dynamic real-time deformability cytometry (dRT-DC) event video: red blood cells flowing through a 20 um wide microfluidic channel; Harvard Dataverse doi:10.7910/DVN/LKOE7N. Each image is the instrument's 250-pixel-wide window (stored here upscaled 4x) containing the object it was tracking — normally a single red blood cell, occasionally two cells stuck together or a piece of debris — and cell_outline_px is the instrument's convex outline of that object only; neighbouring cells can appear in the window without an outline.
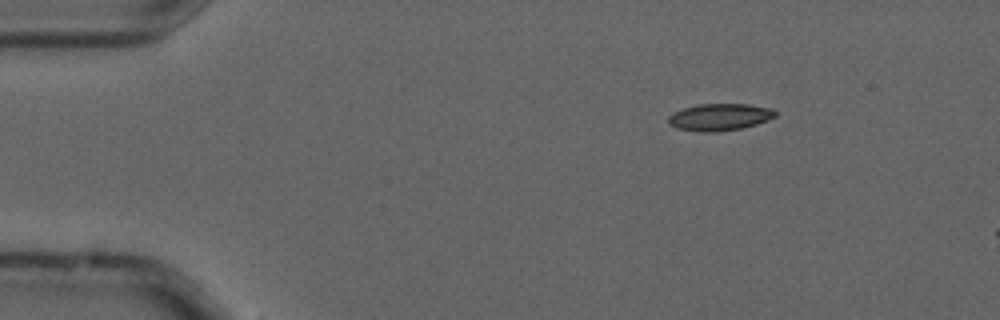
{"species": "common noctule bat (a hibernating species)", "species_latin": "Nyctalus noctula", "temperature_condition": "cold", "stored_images_in_passage": 4, "camera_frame_rate_fps": 3000, "um_per_image_px": 0.085, "animal": {"sex": "male", "forearm_length_mm": 52.5}, "frame": {"image": 1, "passage_image": 1, "time_ms": 0.0, "image_size_px": [1000, 320], "cell_outline_px": [[776, 116], [768, 120], [756, 124], [740, 128], [716, 132], [700, 132], [676, 128], [668, 124], [668, 116], [684, 108], [696, 104], [748, 104], [772, 108], [776, 112]], "centroid_in_image_um": [61.16, 9.95], "position_along_channel_um": 23.8, "area_um2": 16.82}}